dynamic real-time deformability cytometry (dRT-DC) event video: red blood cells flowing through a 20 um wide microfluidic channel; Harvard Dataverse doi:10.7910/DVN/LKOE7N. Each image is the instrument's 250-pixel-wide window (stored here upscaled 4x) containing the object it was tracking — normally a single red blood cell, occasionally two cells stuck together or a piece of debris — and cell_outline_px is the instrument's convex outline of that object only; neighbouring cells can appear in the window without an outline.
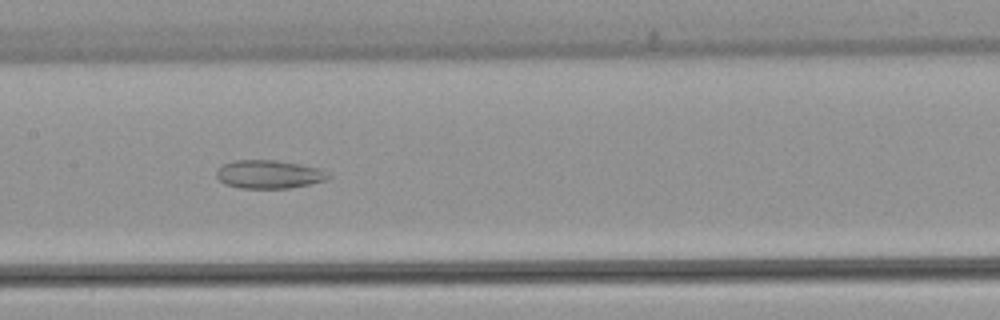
{"species": "common noctule bat (a hibernating species)", "species_latin": "Nyctalus noctula", "temperature_condition": "warm", "stored_images_in_passage": 46, "camera_frame_rate_fps": 3000, "um_per_image_px": 0.085, "animal": {"sex": "female", "body_mass_g": 22.7, "forearm_length_mm": 54.2}, "frame": {"image": 1, "passage_image": 19, "time_ms": 6.0, "image_size_px": [1000, 320], "cell_outline_px": [[332, 176], [328, 180], [288, 188], [240, 188], [224, 184], [216, 176], [216, 168], [232, 160], [276, 160], [300, 164], [320, 168], [328, 172]], "centroid_in_image_um": [22.86, 14.81], "position_along_channel_um": 184.5, "area_um2": 18.67}}
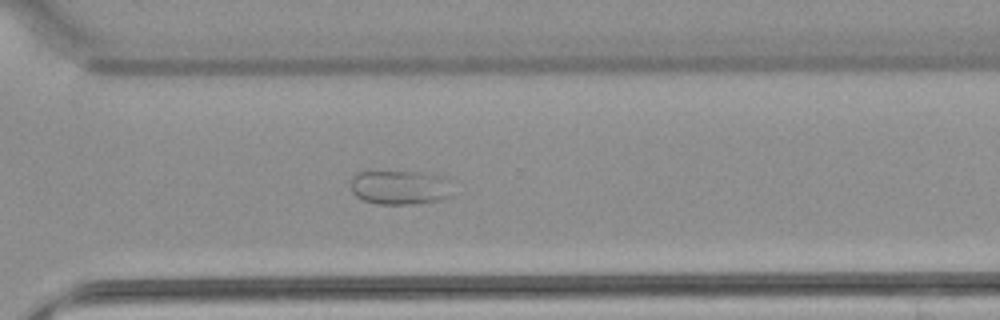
{"frame": {"image": 2, "passage_image": 31, "time_ms": 10.0, "image_size_px": [1000, 320], "cell_outline_px": [[456, 196], [440, 200], [412, 204], [376, 204], [364, 200], [356, 196], [352, 192], [352, 176], [360, 172], [396, 168], [432, 172], [448, 176], [452, 180]], "centroid_in_image_um": [34.15, 15.86], "position_along_channel_um": 336.4, "area_um2": 22.2}}
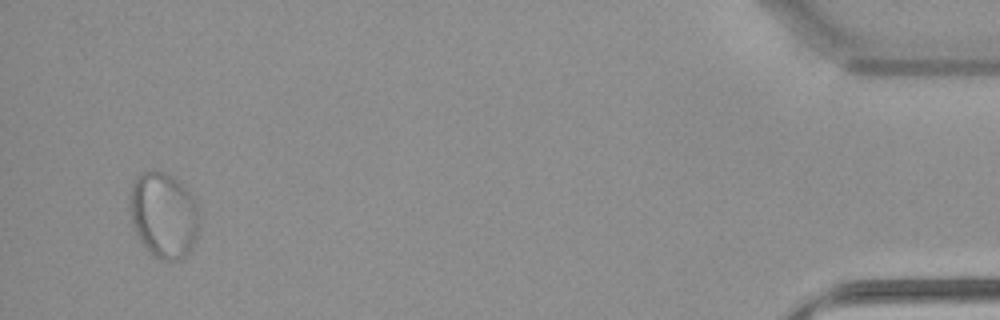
{"frame": {"image": 3, "passage_image": 44, "time_ms": 14.333, "image_size_px": [1000, 320], "cell_outline_px": [[200, 228], [192, 248], [180, 260], [160, 260], [140, 240], [132, 224], [128, 204], [132, 184], [136, 176], [144, 172], [164, 172], [172, 176], [188, 188], [196, 204], [200, 220]], "centroid_in_image_um": [13.93, 18.27], "position_along_channel_um": 421.3, "area_um2": 34.8}}